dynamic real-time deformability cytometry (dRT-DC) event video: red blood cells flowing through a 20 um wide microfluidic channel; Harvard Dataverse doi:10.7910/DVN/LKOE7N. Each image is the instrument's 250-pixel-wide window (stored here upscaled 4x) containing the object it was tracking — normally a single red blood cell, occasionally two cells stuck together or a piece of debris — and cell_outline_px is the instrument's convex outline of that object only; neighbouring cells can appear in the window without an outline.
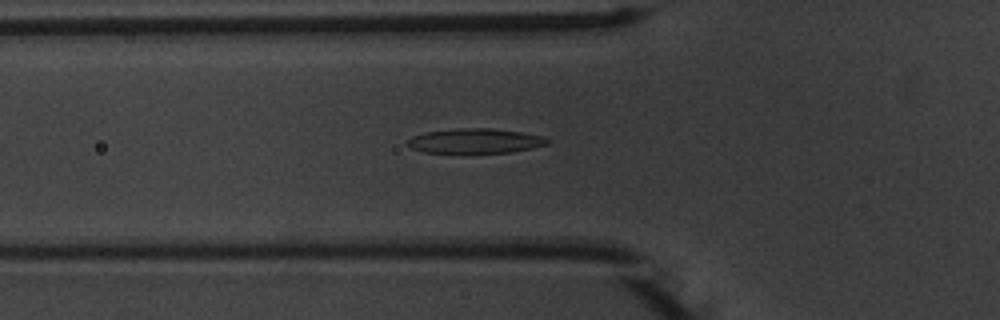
{"species": "common noctule bat (a hibernating species)", "species_latin": "Nyctalus noctula", "temperature_condition": "warm", "stored_images_in_passage": 41, "camera_frame_rate_fps": 3000, "um_per_image_px": 0.085, "animal": {"sex": "male", "body_mass_g": 20.1, "forearm_length_mm": 53.5}, "frame": {"image": 1, "passage_image": 6, "time_ms": 1.667, "image_size_px": [1000, 320], "cell_outline_px": [[548, 144], [532, 148], [512, 152], [472, 156], [424, 152], [412, 148], [404, 140], [412, 136], [424, 132], [456, 128], [488, 128], [520, 132], [544, 136], [548, 140]], "centroid_in_image_um": [40.33, 12.03], "position_along_channel_um": 85.5, "area_um2": 21.27}}
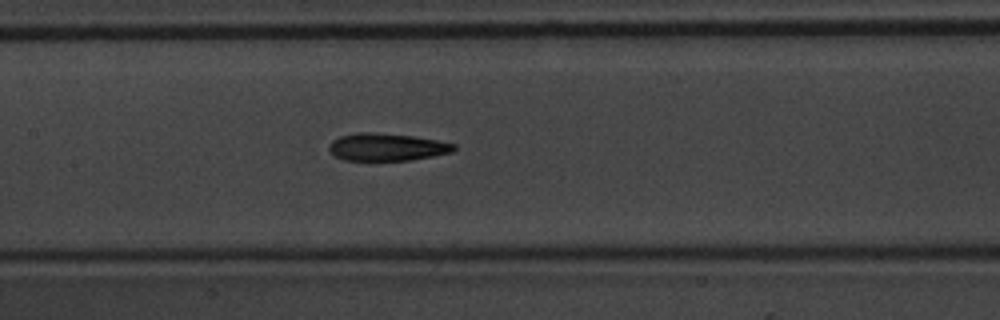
{"frame": {"image": 2, "passage_image": 13, "time_ms": 4.0, "image_size_px": [1000, 320], "cell_outline_px": [[456, 148], [452, 152], [432, 156], [408, 160], [344, 160], [336, 156], [328, 148], [332, 140], [340, 136], [356, 132], [372, 132], [412, 136], [436, 140], [456, 144]], "centroid_in_image_um": [32.87, 12.49], "position_along_channel_um": 174.5, "area_um2": 19.83}}
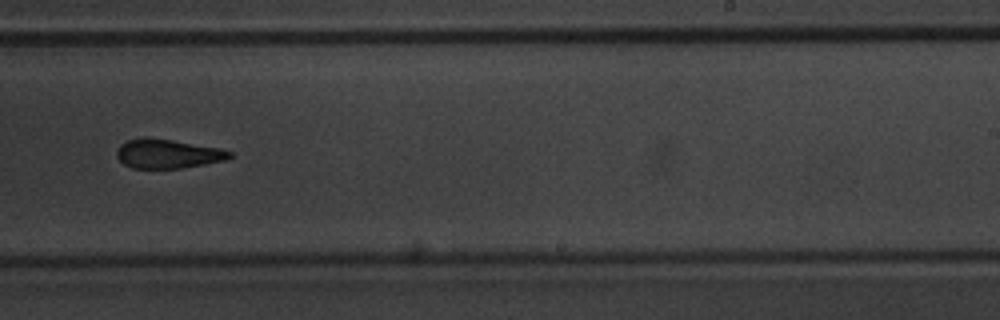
{"frame": {"image": 3, "passage_image": 21, "time_ms": 6.667, "image_size_px": [1000, 320], "cell_outline_px": [[232, 156], [224, 160], [204, 164], [180, 168], [132, 168], [124, 164], [116, 156], [116, 152], [120, 144], [128, 140], [144, 136], [172, 140], [220, 148], [232, 152]], "centroid_in_image_um": [14.22, 13.06], "position_along_channel_um": 274.8, "area_um2": 19.13}, "authors_computed_cell_mechanics": {"area_um2": 19.8254, "velocity_mm_per_s": 3.773, "shape_relaxation_time_tau1_ms": 4.5046, "shape_relaxation_time_tau2_ms": 4.0484, "deformation_change_tau1": 0.1613, "deformation_change_tau2": 0.1474}}